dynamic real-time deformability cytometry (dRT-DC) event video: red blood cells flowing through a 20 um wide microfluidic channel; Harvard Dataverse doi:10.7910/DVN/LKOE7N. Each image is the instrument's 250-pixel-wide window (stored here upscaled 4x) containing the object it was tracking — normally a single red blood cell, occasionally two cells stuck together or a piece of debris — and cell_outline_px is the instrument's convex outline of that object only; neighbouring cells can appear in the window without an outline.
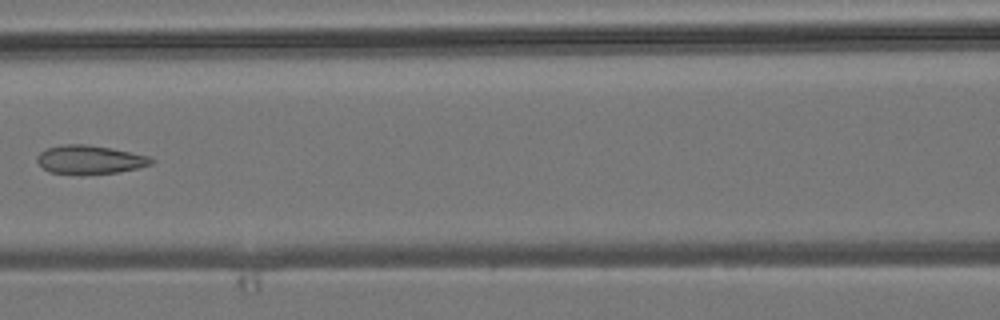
{"species": "common noctule bat (a hibernating species)", "species_latin": "Nyctalus noctula", "temperature_condition": "room temperature", "stored_images_in_passage": 4, "camera_frame_rate_fps": 3000, "um_per_image_px": 0.085, "animal": {"sex": "male", "body_mass_g": 19.2, "forearm_length_mm": 51.8}, "frame": {"image": 1, "passage_image": 4, "time_ms": 3.333, "image_size_px": [1000, 320], "cell_outline_px": [[156, 160], [152, 164], [136, 168], [116, 172], [48, 172], [36, 160], [36, 156], [40, 152], [48, 148], [64, 144], [88, 144], [112, 148], [148, 156]], "centroid_in_image_um": [7.64, 13.52], "position_along_channel_um": 159.0, "area_um2": 18.38}}